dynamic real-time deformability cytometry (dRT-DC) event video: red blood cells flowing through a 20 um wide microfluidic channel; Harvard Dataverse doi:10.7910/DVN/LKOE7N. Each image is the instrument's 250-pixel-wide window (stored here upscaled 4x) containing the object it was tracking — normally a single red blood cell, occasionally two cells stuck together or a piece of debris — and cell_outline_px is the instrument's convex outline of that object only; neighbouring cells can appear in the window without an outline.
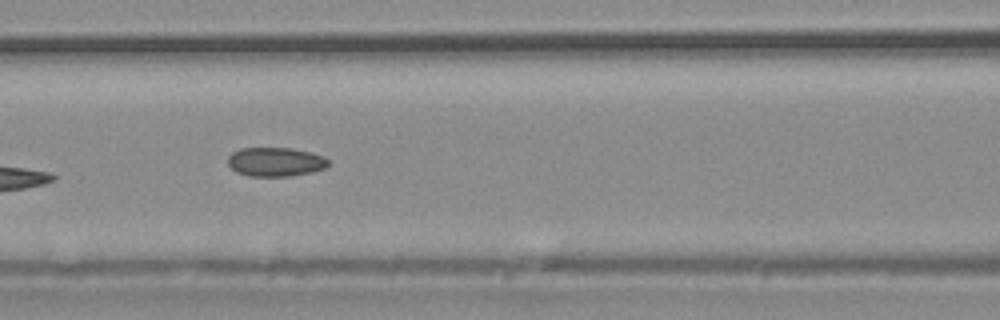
{"species": "common noctule bat (a hibernating species)", "species_latin": "Nyctalus noctula", "temperature_condition": "warm", "stored_images_in_passage": 20, "camera_frame_rate_fps": 3000, "um_per_image_px": 0.085, "animal": {"sex": "male", "body_mass_g": 20.4}, "frame": {"image": 1, "passage_image": 6, "time_ms": 1.667, "image_size_px": [1000, 320], "cell_outline_px": [[328, 164], [324, 168], [312, 172], [292, 176], [248, 176], [236, 172], [228, 164], [228, 156], [232, 152], [240, 148], [292, 148], [324, 156], [328, 160]], "centroid_in_image_um": [23.39, 13.76], "position_along_channel_um": 143.2, "area_um2": 16.99}}
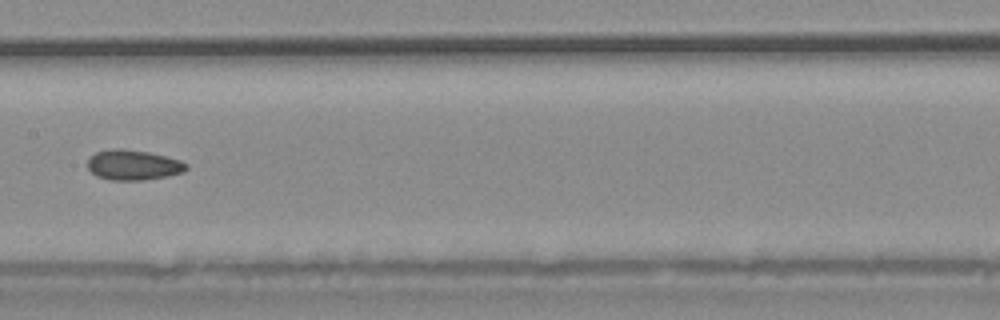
{"frame": {"image": 2, "passage_image": 9, "time_ms": 2.667, "image_size_px": [1000, 320], "cell_outline_px": [[188, 168], [184, 172], [168, 176], [144, 180], [112, 180], [96, 176], [88, 168], [88, 160], [96, 152], [116, 148], [120, 148], [148, 152], [180, 160], [188, 164]], "centroid_in_image_um": [11.35, 14.03], "position_along_channel_um": 196.1, "area_um2": 17.28}}